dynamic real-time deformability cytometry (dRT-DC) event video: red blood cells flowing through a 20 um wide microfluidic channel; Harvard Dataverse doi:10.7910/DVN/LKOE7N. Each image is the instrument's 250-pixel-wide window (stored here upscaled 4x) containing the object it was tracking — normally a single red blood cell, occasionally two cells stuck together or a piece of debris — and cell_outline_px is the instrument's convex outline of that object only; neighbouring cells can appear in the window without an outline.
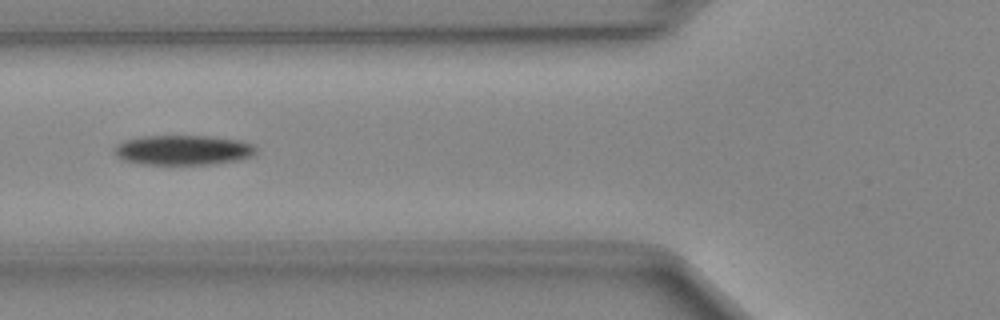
{"species": "Egyptian fruit bat (a non-hibernating species)", "species_latin": "Rousettus aegyptiacus", "temperature_condition": "cold", "stored_images_in_passage": 25, "camera_frame_rate_fps": 3000, "um_per_image_px": 0.085, "animal": {"sex": "female"}, "frame": {"image": 1, "passage_image": 8, "time_ms": 2.333, "image_size_px": [1000, 320], "cell_outline_px": [[256, 152], [252, 156], [240, 160], [212, 164], [140, 164], [124, 160], [116, 156], [112, 152], [112, 148], [116, 144], [124, 140], [144, 136], [212, 136], [240, 140], [252, 144], [256, 148]], "centroid_in_image_um": [15.54, 12.75], "position_along_channel_um": 110.3, "area_um2": 24.91}}
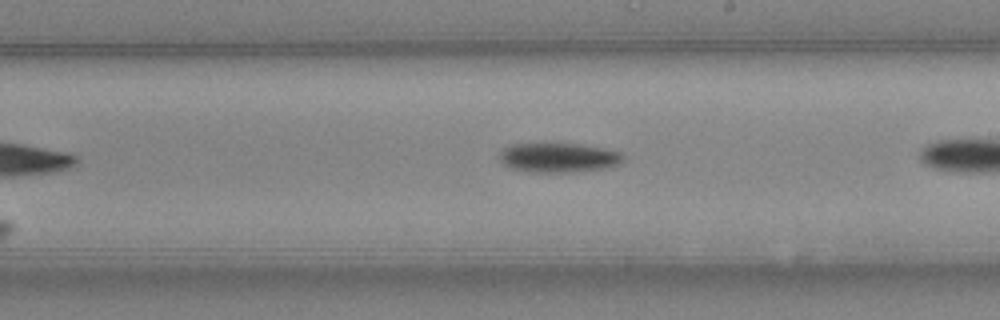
{"frame": {"image": 2, "passage_image": 15, "time_ms": 4.667, "image_size_px": [1000, 320], "cell_outline_px": [[624, 160], [620, 164], [608, 168], [572, 172], [528, 172], [512, 168], [504, 164], [500, 160], [500, 152], [504, 148], [512, 144], [580, 144], [620, 152], [624, 156]], "centroid_in_image_um": [47.5, 13.41], "position_along_channel_um": 241.5, "area_um2": 21.15}}
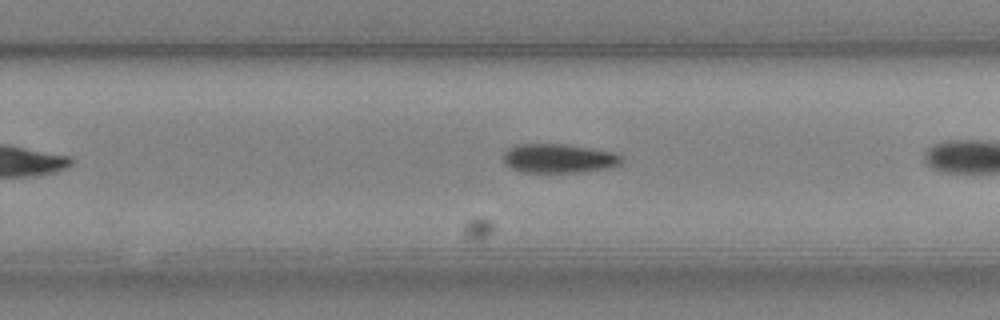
{"frame": {"image": 3, "passage_image": 18, "time_ms": 5.667, "image_size_px": [1000, 320], "cell_outline_px": [[624, 160], [620, 164], [612, 168], [584, 172], [524, 172], [512, 168], [504, 160], [504, 152], [508, 148], [516, 144], [568, 144], [592, 148], [612, 152], [624, 156]], "centroid_in_image_um": [47.57, 13.46], "position_along_channel_um": 282.2, "area_um2": 20.23}}